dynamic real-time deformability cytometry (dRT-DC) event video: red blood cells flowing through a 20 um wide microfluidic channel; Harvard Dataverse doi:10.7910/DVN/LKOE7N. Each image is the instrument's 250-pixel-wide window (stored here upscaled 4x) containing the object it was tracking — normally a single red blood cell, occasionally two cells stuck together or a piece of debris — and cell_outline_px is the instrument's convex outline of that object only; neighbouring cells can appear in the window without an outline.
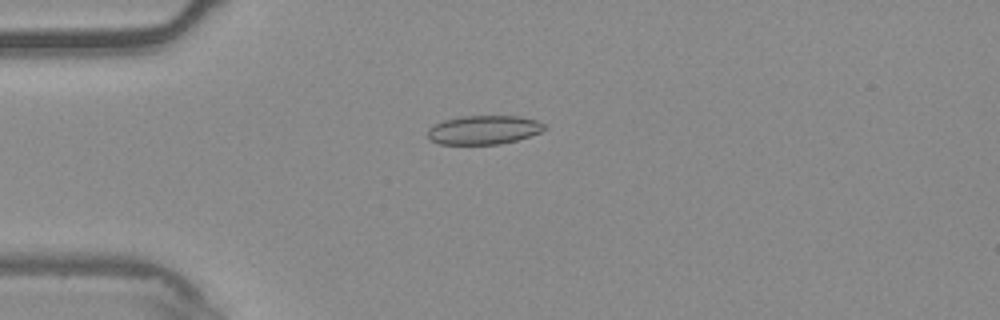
{"species": "common noctule bat (a hibernating species)", "species_latin": "Nyctalus noctula", "temperature_condition": "warm", "stored_images_in_passage": 53, "camera_frame_rate_fps": 3000, "um_per_image_px": 0.085, "animal": {"sex": "male", "body_mass_g": 20.4}, "frame": {"image": 1, "passage_image": 13, "time_ms": 4.0, "image_size_px": [1000, 320], "cell_outline_px": [[548, 128], [540, 132], [516, 140], [500, 144], [440, 144], [432, 140], [428, 136], [428, 128], [432, 124], [444, 120], [460, 116], [516, 116], [536, 120], [544, 124]], "centroid_in_image_um": [41.1, 11.03], "position_along_channel_um": 43.9, "area_um2": 19.59}}
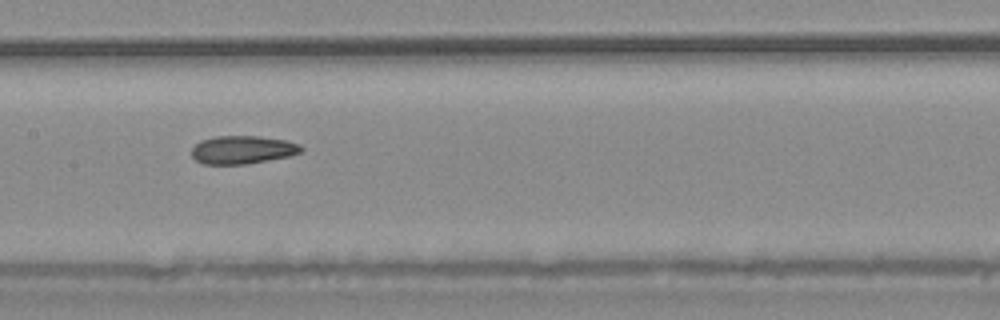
{"frame": {"image": 2, "passage_image": 26, "time_ms": 8.333, "image_size_px": [1000, 320], "cell_outline_px": [[304, 152], [288, 156], [248, 164], [204, 164], [196, 160], [192, 156], [192, 148], [200, 140], [216, 136], [256, 136], [284, 140], [300, 144], [304, 148]], "centroid_in_image_um": [20.63, 12.73], "position_along_channel_um": 186.8, "area_um2": 17.98}}
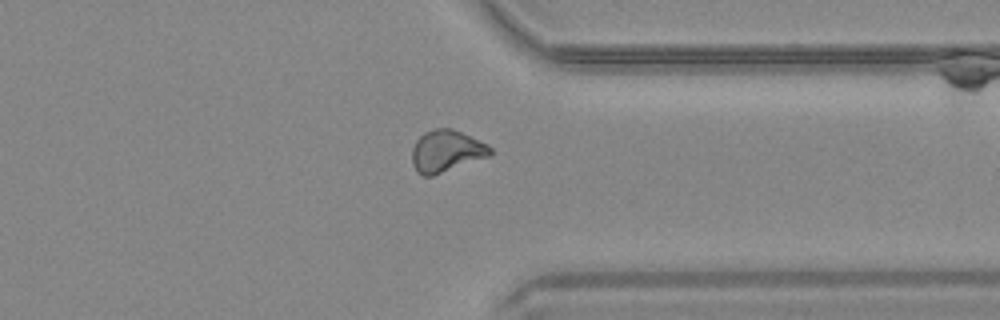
{"frame": {"image": 3, "passage_image": 41, "time_ms": 13.333, "image_size_px": [1000, 320], "cell_outline_px": [[492, 152], [488, 156], [432, 176], [424, 176], [416, 172], [412, 164], [412, 148], [416, 140], [424, 132], [436, 128], [452, 128], [488, 144], [492, 148]], "centroid_in_image_um": [37.91, 12.84], "position_along_channel_um": 373.5, "area_um2": 19.02}, "authors_computed_cell_mechanics": {"area_um2": 18.9584, "velocity_mm_per_s": 3.7738, "shape_relaxation_time_tau1_ms": null, "shape_relaxation_time_tau2_ms": 3.4332, "deformation_change_tau1": null, "deformation_change_tau2": 0.1041}}